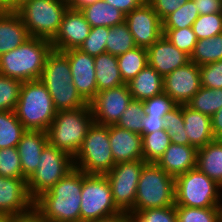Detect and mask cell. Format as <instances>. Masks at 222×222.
<instances>
[{
    "mask_svg": "<svg viewBox=\"0 0 222 222\" xmlns=\"http://www.w3.org/2000/svg\"><path fill=\"white\" fill-rule=\"evenodd\" d=\"M80 222H93L120 211L116 208L111 186L105 175L83 172Z\"/></svg>",
    "mask_w": 222,
    "mask_h": 222,
    "instance_id": "obj_10",
    "label": "cell"
},
{
    "mask_svg": "<svg viewBox=\"0 0 222 222\" xmlns=\"http://www.w3.org/2000/svg\"><path fill=\"white\" fill-rule=\"evenodd\" d=\"M175 205V178L156 163H145L137 185L134 210Z\"/></svg>",
    "mask_w": 222,
    "mask_h": 222,
    "instance_id": "obj_6",
    "label": "cell"
},
{
    "mask_svg": "<svg viewBox=\"0 0 222 222\" xmlns=\"http://www.w3.org/2000/svg\"><path fill=\"white\" fill-rule=\"evenodd\" d=\"M48 144L46 131L26 130L17 145L23 178L27 181L38 167L43 148Z\"/></svg>",
    "mask_w": 222,
    "mask_h": 222,
    "instance_id": "obj_20",
    "label": "cell"
},
{
    "mask_svg": "<svg viewBox=\"0 0 222 222\" xmlns=\"http://www.w3.org/2000/svg\"><path fill=\"white\" fill-rule=\"evenodd\" d=\"M46 88L57 111L78 109L88 104L77 92L73 82L66 86Z\"/></svg>",
    "mask_w": 222,
    "mask_h": 222,
    "instance_id": "obj_34",
    "label": "cell"
},
{
    "mask_svg": "<svg viewBox=\"0 0 222 222\" xmlns=\"http://www.w3.org/2000/svg\"><path fill=\"white\" fill-rule=\"evenodd\" d=\"M114 165L109 141V125L93 122L74 157V166L86 174L105 175Z\"/></svg>",
    "mask_w": 222,
    "mask_h": 222,
    "instance_id": "obj_7",
    "label": "cell"
},
{
    "mask_svg": "<svg viewBox=\"0 0 222 222\" xmlns=\"http://www.w3.org/2000/svg\"><path fill=\"white\" fill-rule=\"evenodd\" d=\"M69 8L80 10L86 6L92 5L98 0H62Z\"/></svg>",
    "mask_w": 222,
    "mask_h": 222,
    "instance_id": "obj_55",
    "label": "cell"
},
{
    "mask_svg": "<svg viewBox=\"0 0 222 222\" xmlns=\"http://www.w3.org/2000/svg\"><path fill=\"white\" fill-rule=\"evenodd\" d=\"M186 105L211 117L222 108V88L210 89L201 87Z\"/></svg>",
    "mask_w": 222,
    "mask_h": 222,
    "instance_id": "obj_32",
    "label": "cell"
},
{
    "mask_svg": "<svg viewBox=\"0 0 222 222\" xmlns=\"http://www.w3.org/2000/svg\"><path fill=\"white\" fill-rule=\"evenodd\" d=\"M83 171L74 168L49 191L34 201V207L50 222H80Z\"/></svg>",
    "mask_w": 222,
    "mask_h": 222,
    "instance_id": "obj_1",
    "label": "cell"
},
{
    "mask_svg": "<svg viewBox=\"0 0 222 222\" xmlns=\"http://www.w3.org/2000/svg\"><path fill=\"white\" fill-rule=\"evenodd\" d=\"M80 11L91 27L106 26L111 28L125 21V14L104 0H98Z\"/></svg>",
    "mask_w": 222,
    "mask_h": 222,
    "instance_id": "obj_28",
    "label": "cell"
},
{
    "mask_svg": "<svg viewBox=\"0 0 222 222\" xmlns=\"http://www.w3.org/2000/svg\"><path fill=\"white\" fill-rule=\"evenodd\" d=\"M91 28L80 10L68 8L57 34L50 41L52 49L60 52L79 49L88 37Z\"/></svg>",
    "mask_w": 222,
    "mask_h": 222,
    "instance_id": "obj_16",
    "label": "cell"
},
{
    "mask_svg": "<svg viewBox=\"0 0 222 222\" xmlns=\"http://www.w3.org/2000/svg\"><path fill=\"white\" fill-rule=\"evenodd\" d=\"M196 167L222 187V139L198 148Z\"/></svg>",
    "mask_w": 222,
    "mask_h": 222,
    "instance_id": "obj_26",
    "label": "cell"
},
{
    "mask_svg": "<svg viewBox=\"0 0 222 222\" xmlns=\"http://www.w3.org/2000/svg\"><path fill=\"white\" fill-rule=\"evenodd\" d=\"M164 128L170 136L171 143L189 145L187 132L184 128L183 105H177L164 116Z\"/></svg>",
    "mask_w": 222,
    "mask_h": 222,
    "instance_id": "obj_36",
    "label": "cell"
},
{
    "mask_svg": "<svg viewBox=\"0 0 222 222\" xmlns=\"http://www.w3.org/2000/svg\"><path fill=\"white\" fill-rule=\"evenodd\" d=\"M141 136L143 160L146 163H156L171 144L170 136L165 129Z\"/></svg>",
    "mask_w": 222,
    "mask_h": 222,
    "instance_id": "obj_33",
    "label": "cell"
},
{
    "mask_svg": "<svg viewBox=\"0 0 222 222\" xmlns=\"http://www.w3.org/2000/svg\"><path fill=\"white\" fill-rule=\"evenodd\" d=\"M199 15L222 12V2L219 0H193Z\"/></svg>",
    "mask_w": 222,
    "mask_h": 222,
    "instance_id": "obj_49",
    "label": "cell"
},
{
    "mask_svg": "<svg viewBox=\"0 0 222 222\" xmlns=\"http://www.w3.org/2000/svg\"><path fill=\"white\" fill-rule=\"evenodd\" d=\"M132 101L127 84L98 92L89 102L95 123L113 125Z\"/></svg>",
    "mask_w": 222,
    "mask_h": 222,
    "instance_id": "obj_12",
    "label": "cell"
},
{
    "mask_svg": "<svg viewBox=\"0 0 222 222\" xmlns=\"http://www.w3.org/2000/svg\"><path fill=\"white\" fill-rule=\"evenodd\" d=\"M199 17V11L193 0H188L175 12L168 15L162 21V29H180L191 27L194 21Z\"/></svg>",
    "mask_w": 222,
    "mask_h": 222,
    "instance_id": "obj_37",
    "label": "cell"
},
{
    "mask_svg": "<svg viewBox=\"0 0 222 222\" xmlns=\"http://www.w3.org/2000/svg\"><path fill=\"white\" fill-rule=\"evenodd\" d=\"M29 38L26 26L14 10H0V55L17 48Z\"/></svg>",
    "mask_w": 222,
    "mask_h": 222,
    "instance_id": "obj_22",
    "label": "cell"
},
{
    "mask_svg": "<svg viewBox=\"0 0 222 222\" xmlns=\"http://www.w3.org/2000/svg\"><path fill=\"white\" fill-rule=\"evenodd\" d=\"M93 122L89 103L78 109L57 111L46 131L48 143L74 158Z\"/></svg>",
    "mask_w": 222,
    "mask_h": 222,
    "instance_id": "obj_3",
    "label": "cell"
},
{
    "mask_svg": "<svg viewBox=\"0 0 222 222\" xmlns=\"http://www.w3.org/2000/svg\"><path fill=\"white\" fill-rule=\"evenodd\" d=\"M136 47L134 38L127 23L112 26L106 39V52L114 56L124 54Z\"/></svg>",
    "mask_w": 222,
    "mask_h": 222,
    "instance_id": "obj_35",
    "label": "cell"
},
{
    "mask_svg": "<svg viewBox=\"0 0 222 222\" xmlns=\"http://www.w3.org/2000/svg\"><path fill=\"white\" fill-rule=\"evenodd\" d=\"M164 117L146 116L142 120V134H150L164 128Z\"/></svg>",
    "mask_w": 222,
    "mask_h": 222,
    "instance_id": "obj_50",
    "label": "cell"
},
{
    "mask_svg": "<svg viewBox=\"0 0 222 222\" xmlns=\"http://www.w3.org/2000/svg\"><path fill=\"white\" fill-rule=\"evenodd\" d=\"M20 4V0H0V10H14Z\"/></svg>",
    "mask_w": 222,
    "mask_h": 222,
    "instance_id": "obj_56",
    "label": "cell"
},
{
    "mask_svg": "<svg viewBox=\"0 0 222 222\" xmlns=\"http://www.w3.org/2000/svg\"><path fill=\"white\" fill-rule=\"evenodd\" d=\"M51 51L50 40L30 37L17 48L0 55V74L22 82L39 80Z\"/></svg>",
    "mask_w": 222,
    "mask_h": 222,
    "instance_id": "obj_2",
    "label": "cell"
},
{
    "mask_svg": "<svg viewBox=\"0 0 222 222\" xmlns=\"http://www.w3.org/2000/svg\"><path fill=\"white\" fill-rule=\"evenodd\" d=\"M14 112L26 130L47 131L57 110L39 79L23 82Z\"/></svg>",
    "mask_w": 222,
    "mask_h": 222,
    "instance_id": "obj_4",
    "label": "cell"
},
{
    "mask_svg": "<svg viewBox=\"0 0 222 222\" xmlns=\"http://www.w3.org/2000/svg\"><path fill=\"white\" fill-rule=\"evenodd\" d=\"M144 115L145 107L143 101L132 99L115 125L141 135Z\"/></svg>",
    "mask_w": 222,
    "mask_h": 222,
    "instance_id": "obj_39",
    "label": "cell"
},
{
    "mask_svg": "<svg viewBox=\"0 0 222 222\" xmlns=\"http://www.w3.org/2000/svg\"><path fill=\"white\" fill-rule=\"evenodd\" d=\"M121 77L125 83L133 79L147 64V49L136 46L117 56Z\"/></svg>",
    "mask_w": 222,
    "mask_h": 222,
    "instance_id": "obj_30",
    "label": "cell"
},
{
    "mask_svg": "<svg viewBox=\"0 0 222 222\" xmlns=\"http://www.w3.org/2000/svg\"><path fill=\"white\" fill-rule=\"evenodd\" d=\"M222 187L197 167L175 178V206L219 208Z\"/></svg>",
    "mask_w": 222,
    "mask_h": 222,
    "instance_id": "obj_8",
    "label": "cell"
},
{
    "mask_svg": "<svg viewBox=\"0 0 222 222\" xmlns=\"http://www.w3.org/2000/svg\"><path fill=\"white\" fill-rule=\"evenodd\" d=\"M146 116L164 117L166 113L174 109L178 104L166 93H161L143 101Z\"/></svg>",
    "mask_w": 222,
    "mask_h": 222,
    "instance_id": "obj_46",
    "label": "cell"
},
{
    "mask_svg": "<svg viewBox=\"0 0 222 222\" xmlns=\"http://www.w3.org/2000/svg\"><path fill=\"white\" fill-rule=\"evenodd\" d=\"M63 53L68 57L72 82L77 92L89 103L98 93L94 56L84 53L80 49H70Z\"/></svg>",
    "mask_w": 222,
    "mask_h": 222,
    "instance_id": "obj_15",
    "label": "cell"
},
{
    "mask_svg": "<svg viewBox=\"0 0 222 222\" xmlns=\"http://www.w3.org/2000/svg\"><path fill=\"white\" fill-rule=\"evenodd\" d=\"M222 59V33L197 41L190 61L202 66Z\"/></svg>",
    "mask_w": 222,
    "mask_h": 222,
    "instance_id": "obj_31",
    "label": "cell"
},
{
    "mask_svg": "<svg viewBox=\"0 0 222 222\" xmlns=\"http://www.w3.org/2000/svg\"><path fill=\"white\" fill-rule=\"evenodd\" d=\"M162 31L175 47L191 56L198 41L192 26L180 29H162Z\"/></svg>",
    "mask_w": 222,
    "mask_h": 222,
    "instance_id": "obj_43",
    "label": "cell"
},
{
    "mask_svg": "<svg viewBox=\"0 0 222 222\" xmlns=\"http://www.w3.org/2000/svg\"><path fill=\"white\" fill-rule=\"evenodd\" d=\"M197 39L210 38L222 33V12L199 15L192 25Z\"/></svg>",
    "mask_w": 222,
    "mask_h": 222,
    "instance_id": "obj_41",
    "label": "cell"
},
{
    "mask_svg": "<svg viewBox=\"0 0 222 222\" xmlns=\"http://www.w3.org/2000/svg\"><path fill=\"white\" fill-rule=\"evenodd\" d=\"M212 133L215 139H222V108L211 116Z\"/></svg>",
    "mask_w": 222,
    "mask_h": 222,
    "instance_id": "obj_53",
    "label": "cell"
},
{
    "mask_svg": "<svg viewBox=\"0 0 222 222\" xmlns=\"http://www.w3.org/2000/svg\"><path fill=\"white\" fill-rule=\"evenodd\" d=\"M157 13L161 21L168 15L175 12L179 7L184 5L188 0H146Z\"/></svg>",
    "mask_w": 222,
    "mask_h": 222,
    "instance_id": "obj_48",
    "label": "cell"
},
{
    "mask_svg": "<svg viewBox=\"0 0 222 222\" xmlns=\"http://www.w3.org/2000/svg\"><path fill=\"white\" fill-rule=\"evenodd\" d=\"M0 176L23 178L20 155L17 147L0 149Z\"/></svg>",
    "mask_w": 222,
    "mask_h": 222,
    "instance_id": "obj_44",
    "label": "cell"
},
{
    "mask_svg": "<svg viewBox=\"0 0 222 222\" xmlns=\"http://www.w3.org/2000/svg\"><path fill=\"white\" fill-rule=\"evenodd\" d=\"M12 222H50L33 206L29 211L13 216Z\"/></svg>",
    "mask_w": 222,
    "mask_h": 222,
    "instance_id": "obj_51",
    "label": "cell"
},
{
    "mask_svg": "<svg viewBox=\"0 0 222 222\" xmlns=\"http://www.w3.org/2000/svg\"><path fill=\"white\" fill-rule=\"evenodd\" d=\"M45 87L66 86L72 82L68 57L60 51L53 50L47 55L40 77Z\"/></svg>",
    "mask_w": 222,
    "mask_h": 222,
    "instance_id": "obj_25",
    "label": "cell"
},
{
    "mask_svg": "<svg viewBox=\"0 0 222 222\" xmlns=\"http://www.w3.org/2000/svg\"><path fill=\"white\" fill-rule=\"evenodd\" d=\"M200 79L204 88H222V59L200 66Z\"/></svg>",
    "mask_w": 222,
    "mask_h": 222,
    "instance_id": "obj_47",
    "label": "cell"
},
{
    "mask_svg": "<svg viewBox=\"0 0 222 222\" xmlns=\"http://www.w3.org/2000/svg\"><path fill=\"white\" fill-rule=\"evenodd\" d=\"M219 209H220V222H222V195L219 203Z\"/></svg>",
    "mask_w": 222,
    "mask_h": 222,
    "instance_id": "obj_58",
    "label": "cell"
},
{
    "mask_svg": "<svg viewBox=\"0 0 222 222\" xmlns=\"http://www.w3.org/2000/svg\"><path fill=\"white\" fill-rule=\"evenodd\" d=\"M197 150L192 145L171 143L156 164L167 174L176 178L196 167Z\"/></svg>",
    "mask_w": 222,
    "mask_h": 222,
    "instance_id": "obj_21",
    "label": "cell"
},
{
    "mask_svg": "<svg viewBox=\"0 0 222 222\" xmlns=\"http://www.w3.org/2000/svg\"><path fill=\"white\" fill-rule=\"evenodd\" d=\"M183 118L189 145L198 149L215 140L212 133L211 117L183 105Z\"/></svg>",
    "mask_w": 222,
    "mask_h": 222,
    "instance_id": "obj_23",
    "label": "cell"
},
{
    "mask_svg": "<svg viewBox=\"0 0 222 222\" xmlns=\"http://www.w3.org/2000/svg\"><path fill=\"white\" fill-rule=\"evenodd\" d=\"M93 222H131V218L129 213L119 212L107 217L100 218Z\"/></svg>",
    "mask_w": 222,
    "mask_h": 222,
    "instance_id": "obj_54",
    "label": "cell"
},
{
    "mask_svg": "<svg viewBox=\"0 0 222 222\" xmlns=\"http://www.w3.org/2000/svg\"><path fill=\"white\" fill-rule=\"evenodd\" d=\"M34 206L24 178L0 176V214L16 216Z\"/></svg>",
    "mask_w": 222,
    "mask_h": 222,
    "instance_id": "obj_17",
    "label": "cell"
},
{
    "mask_svg": "<svg viewBox=\"0 0 222 222\" xmlns=\"http://www.w3.org/2000/svg\"><path fill=\"white\" fill-rule=\"evenodd\" d=\"M25 131L14 111H0V149L17 147Z\"/></svg>",
    "mask_w": 222,
    "mask_h": 222,
    "instance_id": "obj_29",
    "label": "cell"
},
{
    "mask_svg": "<svg viewBox=\"0 0 222 222\" xmlns=\"http://www.w3.org/2000/svg\"><path fill=\"white\" fill-rule=\"evenodd\" d=\"M109 141L115 164L143 159L140 134L113 124L109 125Z\"/></svg>",
    "mask_w": 222,
    "mask_h": 222,
    "instance_id": "obj_19",
    "label": "cell"
},
{
    "mask_svg": "<svg viewBox=\"0 0 222 222\" xmlns=\"http://www.w3.org/2000/svg\"><path fill=\"white\" fill-rule=\"evenodd\" d=\"M148 65L163 78L190 62V56L175 47L164 35L147 48Z\"/></svg>",
    "mask_w": 222,
    "mask_h": 222,
    "instance_id": "obj_18",
    "label": "cell"
},
{
    "mask_svg": "<svg viewBox=\"0 0 222 222\" xmlns=\"http://www.w3.org/2000/svg\"><path fill=\"white\" fill-rule=\"evenodd\" d=\"M145 163L143 159L119 162L105 174L111 186L115 206L120 212L130 214L134 210L137 185Z\"/></svg>",
    "mask_w": 222,
    "mask_h": 222,
    "instance_id": "obj_11",
    "label": "cell"
},
{
    "mask_svg": "<svg viewBox=\"0 0 222 222\" xmlns=\"http://www.w3.org/2000/svg\"><path fill=\"white\" fill-rule=\"evenodd\" d=\"M130 218L131 222H177L176 206L133 210Z\"/></svg>",
    "mask_w": 222,
    "mask_h": 222,
    "instance_id": "obj_42",
    "label": "cell"
},
{
    "mask_svg": "<svg viewBox=\"0 0 222 222\" xmlns=\"http://www.w3.org/2000/svg\"><path fill=\"white\" fill-rule=\"evenodd\" d=\"M23 82L0 74V111H14Z\"/></svg>",
    "mask_w": 222,
    "mask_h": 222,
    "instance_id": "obj_38",
    "label": "cell"
},
{
    "mask_svg": "<svg viewBox=\"0 0 222 222\" xmlns=\"http://www.w3.org/2000/svg\"><path fill=\"white\" fill-rule=\"evenodd\" d=\"M94 60L98 92L126 84L120 74L117 56L104 52L95 56Z\"/></svg>",
    "mask_w": 222,
    "mask_h": 222,
    "instance_id": "obj_27",
    "label": "cell"
},
{
    "mask_svg": "<svg viewBox=\"0 0 222 222\" xmlns=\"http://www.w3.org/2000/svg\"><path fill=\"white\" fill-rule=\"evenodd\" d=\"M125 22L138 47L147 49L163 35L162 21L147 1L126 14Z\"/></svg>",
    "mask_w": 222,
    "mask_h": 222,
    "instance_id": "obj_13",
    "label": "cell"
},
{
    "mask_svg": "<svg viewBox=\"0 0 222 222\" xmlns=\"http://www.w3.org/2000/svg\"><path fill=\"white\" fill-rule=\"evenodd\" d=\"M164 93L178 105H186L201 86L200 66L190 61L176 68L163 80Z\"/></svg>",
    "mask_w": 222,
    "mask_h": 222,
    "instance_id": "obj_14",
    "label": "cell"
},
{
    "mask_svg": "<svg viewBox=\"0 0 222 222\" xmlns=\"http://www.w3.org/2000/svg\"><path fill=\"white\" fill-rule=\"evenodd\" d=\"M177 222H220L219 208L176 206Z\"/></svg>",
    "mask_w": 222,
    "mask_h": 222,
    "instance_id": "obj_40",
    "label": "cell"
},
{
    "mask_svg": "<svg viewBox=\"0 0 222 222\" xmlns=\"http://www.w3.org/2000/svg\"><path fill=\"white\" fill-rule=\"evenodd\" d=\"M117 9L121 10L125 15L135 8L142 5L146 0H104Z\"/></svg>",
    "mask_w": 222,
    "mask_h": 222,
    "instance_id": "obj_52",
    "label": "cell"
},
{
    "mask_svg": "<svg viewBox=\"0 0 222 222\" xmlns=\"http://www.w3.org/2000/svg\"><path fill=\"white\" fill-rule=\"evenodd\" d=\"M75 168L74 158L49 143L43 148L37 169L27 180V190L33 201L49 191Z\"/></svg>",
    "mask_w": 222,
    "mask_h": 222,
    "instance_id": "obj_9",
    "label": "cell"
},
{
    "mask_svg": "<svg viewBox=\"0 0 222 222\" xmlns=\"http://www.w3.org/2000/svg\"><path fill=\"white\" fill-rule=\"evenodd\" d=\"M164 78L148 64L127 84L133 100L144 101L164 92Z\"/></svg>",
    "mask_w": 222,
    "mask_h": 222,
    "instance_id": "obj_24",
    "label": "cell"
},
{
    "mask_svg": "<svg viewBox=\"0 0 222 222\" xmlns=\"http://www.w3.org/2000/svg\"><path fill=\"white\" fill-rule=\"evenodd\" d=\"M68 8L62 0H22L14 11L22 19L30 37L51 41Z\"/></svg>",
    "mask_w": 222,
    "mask_h": 222,
    "instance_id": "obj_5",
    "label": "cell"
},
{
    "mask_svg": "<svg viewBox=\"0 0 222 222\" xmlns=\"http://www.w3.org/2000/svg\"><path fill=\"white\" fill-rule=\"evenodd\" d=\"M109 30L110 27L106 26L92 27L79 49L94 57L106 52V39Z\"/></svg>",
    "mask_w": 222,
    "mask_h": 222,
    "instance_id": "obj_45",
    "label": "cell"
},
{
    "mask_svg": "<svg viewBox=\"0 0 222 222\" xmlns=\"http://www.w3.org/2000/svg\"><path fill=\"white\" fill-rule=\"evenodd\" d=\"M13 216L9 214H0V222H12Z\"/></svg>",
    "mask_w": 222,
    "mask_h": 222,
    "instance_id": "obj_57",
    "label": "cell"
}]
</instances>
